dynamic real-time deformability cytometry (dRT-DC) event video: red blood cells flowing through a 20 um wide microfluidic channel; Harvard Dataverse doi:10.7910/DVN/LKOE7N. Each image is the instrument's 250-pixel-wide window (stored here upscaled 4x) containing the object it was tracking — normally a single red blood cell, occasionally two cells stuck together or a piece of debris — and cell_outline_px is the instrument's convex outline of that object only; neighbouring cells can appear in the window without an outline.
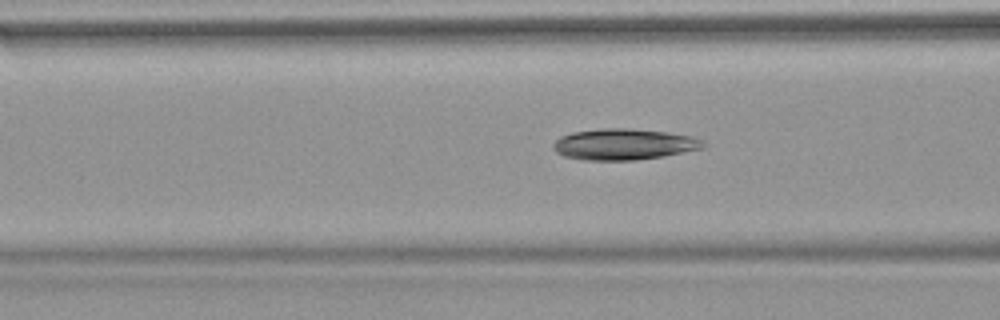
{"species": "common noctule bat (a hibernating species)", "species_latin": "Nyctalus noctula", "temperature_condition": "warm", "stored_images_in_passage": 52, "camera_frame_rate_fps": 3000, "um_per_image_px": 0.085, "animal": {"sex": "female", "body_mass_g": 18.4}, "frame": {"image": 1, "passage_image": 20, "time_ms": 6.333, "image_size_px": [1000, 320], "cell_outline_px": [[708, 144], [704, 148], [664, 156], [636, 160], [580, 160], [564, 156], [556, 152], [552, 148], [552, 144], [560, 136], [572, 132], [604, 128], [628, 128], [668, 132], [692, 136], [704, 140]], "centroid_in_image_um": [53.05, 12.26], "position_along_channel_um": 113.6, "area_um2": 27.51}}
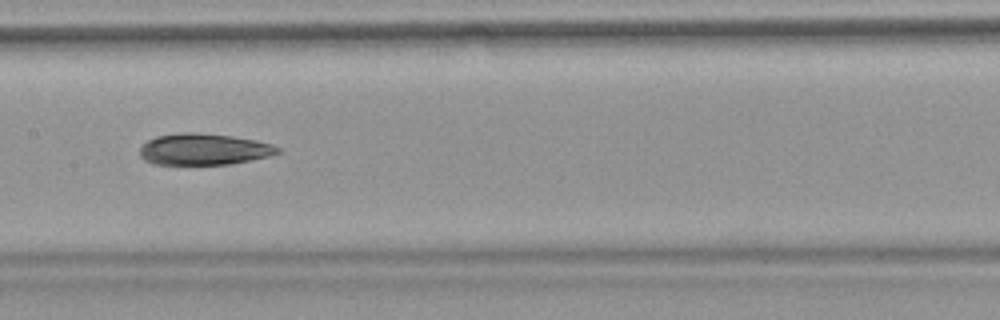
{"frame": {"image": 2, "passage_image": 26, "time_ms": 8.333, "image_size_px": [1000, 320], "cell_outline_px": [[280, 152], [268, 156], [228, 164], [152, 164], [144, 160], [140, 156], [140, 148], [148, 140], [156, 136], [184, 132], [192, 132], [232, 136], [256, 140], [272, 144], [280, 148]], "centroid_in_image_um": [17.3, 12.68], "position_along_channel_um": 190.1, "area_um2": 25.03}}
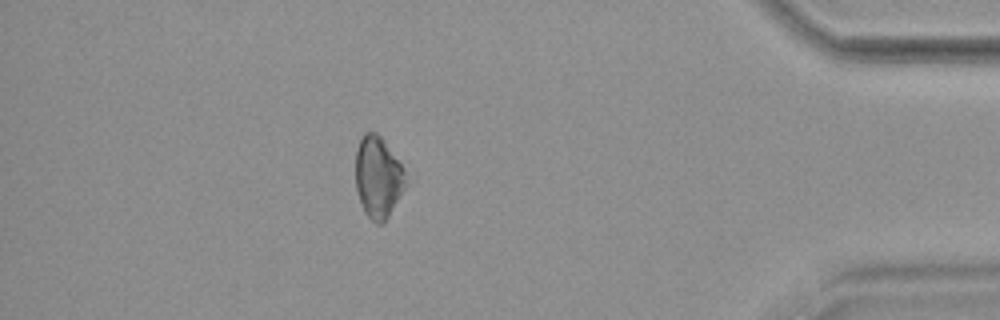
{"frame": {"image": 3, "passage_image": 46, "time_ms": 15.0, "image_size_px": [1000, 320], "cell_outline_px": [[408, 184], [384, 224], [376, 224], [364, 212], [360, 204], [356, 192], [356, 152], [360, 140], [364, 132], [376, 132], [384, 140], [404, 168]], "centroid_in_image_um": [32.15, 15.1], "position_along_channel_um": 403.0, "area_um2": 24.16}, "authors_computed_cell_mechanics": {"area_um2": 26.1545, "velocity_mm_per_s": 3.8384, "shape_relaxation_time_tau1_ms": 5.4147, "shape_relaxation_time_tau2_ms": 9.3795, "deformation_change_tau1": 0.1564, "deformation_change_tau2": 0.1815}}